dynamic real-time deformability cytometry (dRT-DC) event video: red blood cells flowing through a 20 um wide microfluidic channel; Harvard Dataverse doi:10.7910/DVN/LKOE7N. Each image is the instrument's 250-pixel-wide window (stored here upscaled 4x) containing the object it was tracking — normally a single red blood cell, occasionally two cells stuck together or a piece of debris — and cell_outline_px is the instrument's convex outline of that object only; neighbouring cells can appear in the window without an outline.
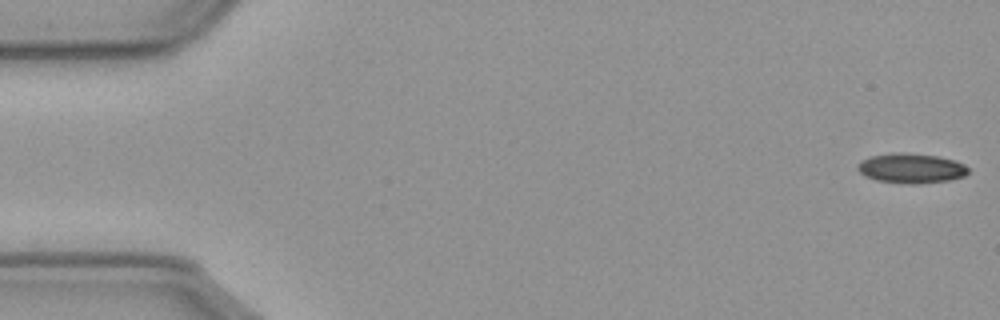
{"species": "common noctule bat (a hibernating species)", "species_latin": "Nyctalus noctula", "temperature_condition": "cold", "stored_images_in_passage": 57, "camera_frame_rate_fps": 3000, "um_per_image_px": 0.085, "animal": {"sex": "male", "body_mass_g": 23.1, "forearm_length_mm": 52.7}, "frame": {"image": 1, "passage_image": 1, "time_ms": 0.0, "image_size_px": [1000, 320], "cell_outline_px": [[968, 172], [964, 176], [948, 180], [912, 184], [876, 180], [864, 176], [856, 168], [856, 164], [860, 160], [868, 156], [892, 152], [904, 152], [940, 156], [956, 160], [964, 164], [968, 168]], "centroid_in_image_um": [77.4, 14.27], "position_along_channel_um": 7.6, "area_um2": 19.48}}
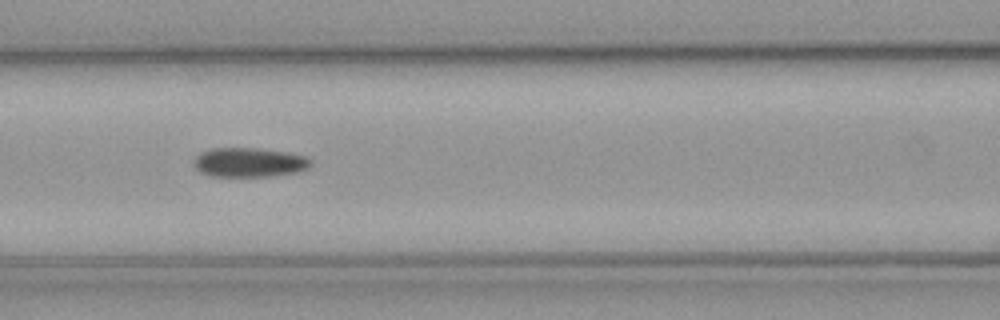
{"frame": {"image": 2, "passage_image": 24, "time_ms": 7.667, "image_size_px": [1000, 320], "cell_outline_px": [[312, 168], [300, 172], [272, 176], [212, 176], [200, 172], [192, 164], [192, 160], [200, 152], [212, 148], [256, 148], [284, 152], [304, 156], [312, 160]], "centroid_in_image_um": [21.19, 13.81], "position_along_channel_um": 145.4, "area_um2": 20.23}}
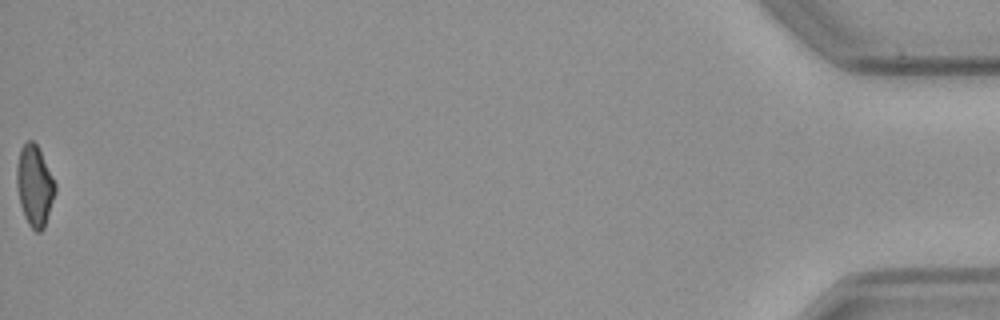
{"frame": {"image": 3, "passage_image": 57, "time_ms": 18.667, "image_size_px": [1000, 320], "cell_outline_px": [[56, 192], [44, 228], [40, 232], [36, 232], [28, 224], [24, 216], [20, 204], [16, 184], [16, 168], [20, 148], [28, 140], [32, 140], [36, 144], [56, 184]], "centroid_in_image_um": [2.93, 15.81], "position_along_channel_um": 432.3, "area_um2": 18.03}}